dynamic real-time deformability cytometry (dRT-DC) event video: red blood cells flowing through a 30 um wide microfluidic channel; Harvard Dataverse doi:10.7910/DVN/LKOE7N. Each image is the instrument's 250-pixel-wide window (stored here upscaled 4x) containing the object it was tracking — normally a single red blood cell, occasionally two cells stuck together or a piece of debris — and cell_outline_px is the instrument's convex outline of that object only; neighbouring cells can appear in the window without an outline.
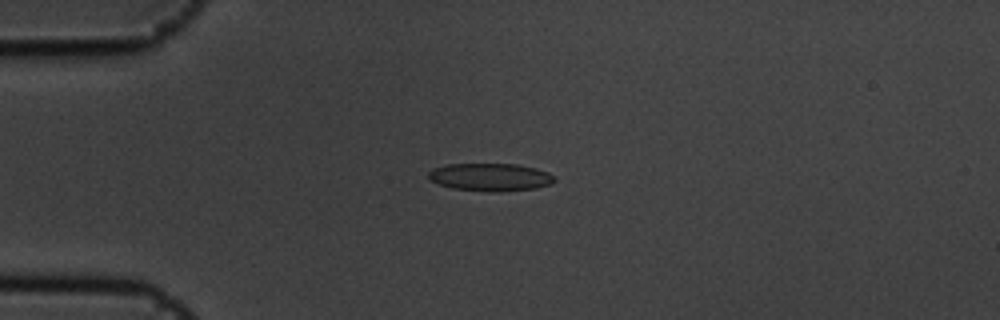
{"species": "common noctule bat (a hibernating species)", "species_latin": "Nyctalus noctula", "temperature_condition": "cold", "stored_images_in_passage": 7, "camera_frame_rate_fps": 3000, "um_per_image_px": 0.085, "animal": {"sex": "male", "body_mass_g": 19.5, "forearm_length_mm": 54.6}, "frame": {"image": 1, "passage_image": 4, "time_ms": 1.0, "image_size_px": [1000, 320], "cell_outline_px": [[556, 180], [552, 184], [536, 188], [500, 192], [492, 192], [452, 188], [428, 180], [428, 172], [432, 168], [448, 164], [516, 164], [536, 168], [548, 172]], "centroid_in_image_um": [41.67, 15.06], "position_along_channel_um": 43.3, "area_um2": 20.52}}
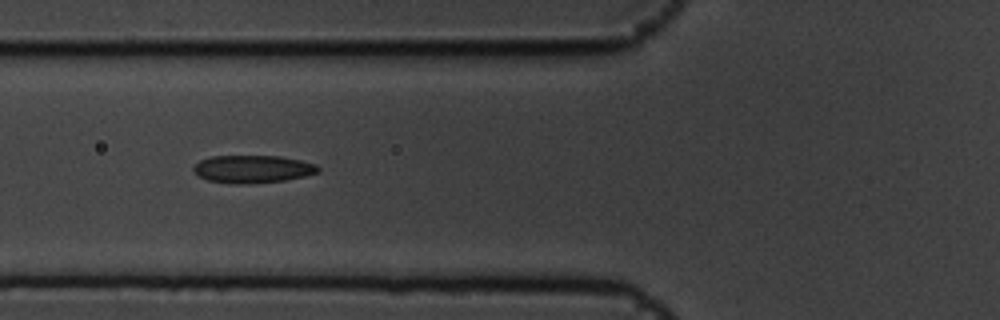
{"frame": {"image": 2, "passage_image": 6, "time_ms": 1.667, "image_size_px": [1000, 320], "cell_outline_px": [[320, 172], [304, 176], [284, 180], [244, 184], [232, 184], [208, 180], [200, 176], [192, 168], [200, 160], [212, 156], [280, 156], [300, 160], [316, 164], [320, 168]], "centroid_in_image_um": [21.5, 14.36], "position_along_channel_um": 104.3, "area_um2": 20.0}}
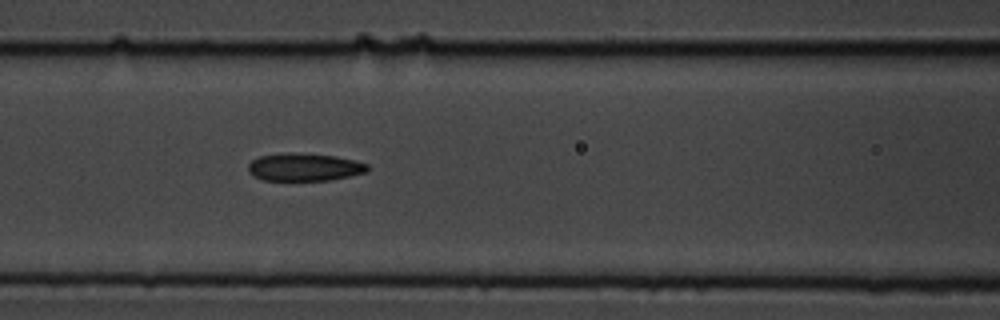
{"frame": {"image": 3, "passage_image": 7, "time_ms": 2.0, "image_size_px": [1000, 320], "cell_outline_px": [[368, 172], [328, 180], [264, 180], [248, 172], [248, 164], [252, 160], [260, 156], [288, 152], [292, 152], [336, 156], [356, 160], [368, 164]], "centroid_in_image_um": [25.88, 14.19], "position_along_channel_um": 140.7, "area_um2": 19.25}}